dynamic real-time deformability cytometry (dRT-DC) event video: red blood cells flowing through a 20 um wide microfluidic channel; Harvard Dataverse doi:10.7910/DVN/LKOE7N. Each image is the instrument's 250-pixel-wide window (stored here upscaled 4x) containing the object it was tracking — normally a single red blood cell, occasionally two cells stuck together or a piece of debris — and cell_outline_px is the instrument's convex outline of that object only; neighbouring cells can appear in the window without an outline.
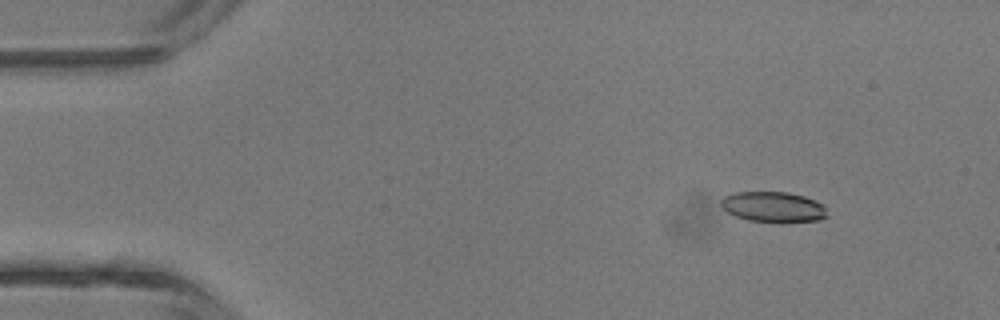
{"species": "common noctule bat (a hibernating species)", "species_latin": "Nyctalus noctula", "temperature_condition": "room temperature", "stored_images_in_passage": 4, "camera_frame_rate_fps": 3000, "um_per_image_px": 0.085, "animal": {"sex": "male", "body_mass_g": 13.3}, "frame": {"image": 1, "passage_image": 1, "time_ms": 0.0, "image_size_px": [1000, 320], "cell_outline_px": [[828, 216], [820, 220], [780, 224], [748, 220], [736, 216], [728, 212], [720, 204], [720, 200], [724, 196], [736, 192], [788, 192], [804, 196], [824, 204]], "centroid_in_image_um": [65.77, 17.61], "position_along_channel_um": 19.2, "area_um2": 19.31}}